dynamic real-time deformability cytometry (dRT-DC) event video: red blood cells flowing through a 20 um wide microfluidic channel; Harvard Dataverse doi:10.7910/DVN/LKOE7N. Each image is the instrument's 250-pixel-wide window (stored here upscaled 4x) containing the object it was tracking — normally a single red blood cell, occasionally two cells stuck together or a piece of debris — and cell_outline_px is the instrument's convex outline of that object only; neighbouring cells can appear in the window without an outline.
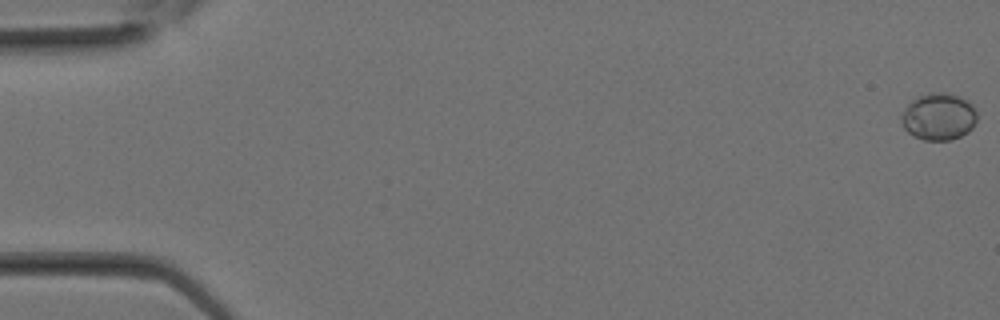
{"species": "Egyptian fruit bat (a non-hibernating species)", "species_latin": "Rousettus aegyptiacus", "temperature_condition": "room temperature", "stored_images_in_passage": 5, "camera_frame_rate_fps": 3000, "um_per_image_px": 0.085, "animal": {"sex": "female"}, "frame": {"image": 1, "passage_image": 1, "time_ms": 0.0, "image_size_px": [1000, 320], "cell_outline_px": [[976, 120], [972, 128], [968, 132], [952, 140], [924, 140], [908, 132], [904, 128], [900, 120], [900, 116], [904, 108], [916, 96], [928, 92], [944, 92], [968, 100], [972, 104], [976, 112]], "centroid_in_image_um": [79.76, 9.9], "position_along_channel_um": 5.2, "area_um2": 20.87}}